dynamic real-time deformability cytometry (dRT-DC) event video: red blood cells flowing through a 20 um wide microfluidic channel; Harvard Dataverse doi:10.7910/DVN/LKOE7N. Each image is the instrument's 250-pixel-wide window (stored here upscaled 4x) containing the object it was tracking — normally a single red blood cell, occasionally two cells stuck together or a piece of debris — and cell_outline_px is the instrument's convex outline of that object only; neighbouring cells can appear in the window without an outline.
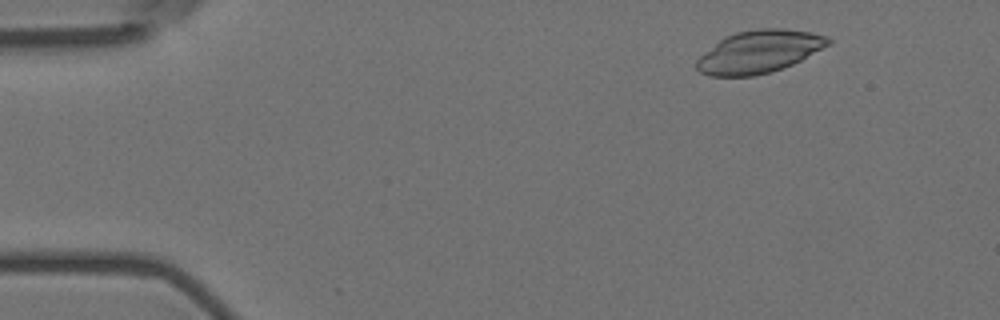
{"species": "Egyptian fruit bat (a non-hibernating species)", "species_latin": "Rousettus aegyptiacus", "temperature_condition": "room temperature", "stored_images_in_passage": 51, "camera_frame_rate_fps": 3000, "um_per_image_px": 0.085, "animal": {"sex": "female"}, "frame": {"image": 1, "passage_image": 2, "time_ms": 0.333, "image_size_px": [1000, 320], "cell_outline_px": [[832, 44], [792, 64], [768, 72], [752, 76], [708, 76], [700, 72], [696, 68], [696, 60], [704, 52], [724, 36], [736, 32], [756, 28], [784, 28], [812, 32], [828, 36], [832, 40]], "centroid_in_image_um": [64.53, 4.37], "position_along_channel_um": 20.5, "area_um2": 32.77}}